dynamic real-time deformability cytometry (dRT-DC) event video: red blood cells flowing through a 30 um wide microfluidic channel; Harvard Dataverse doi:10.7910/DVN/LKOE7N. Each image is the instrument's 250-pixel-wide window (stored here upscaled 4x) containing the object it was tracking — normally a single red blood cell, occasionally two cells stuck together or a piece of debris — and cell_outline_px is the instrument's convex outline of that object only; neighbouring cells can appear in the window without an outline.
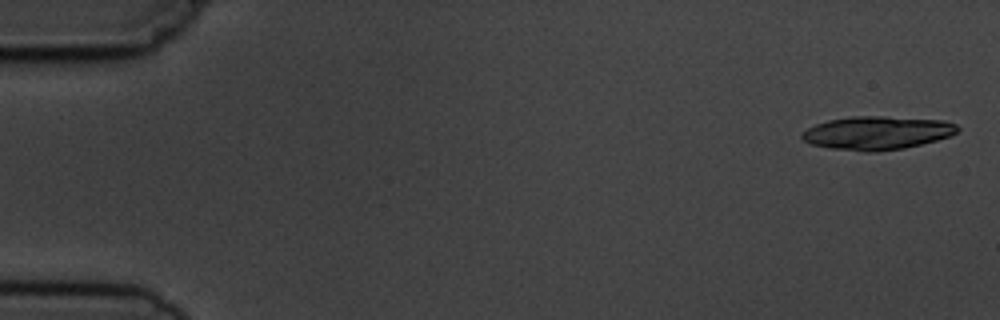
{"species": "common noctule bat (a hibernating species)", "species_latin": "Nyctalus noctula", "temperature_condition": "cold", "stored_images_in_passage": 6, "camera_frame_rate_fps": 3000, "um_per_image_px": 0.085, "animal": {"sex": "male", "body_mass_g": 19.5, "forearm_length_mm": 54.6}, "frame": {"image": 1, "passage_image": 1, "time_ms": 0.0, "image_size_px": [1000, 320], "cell_outline_px": [[960, 128], [952, 136], [904, 148], [876, 152], [864, 152], [832, 148], [812, 144], [804, 140], [800, 136], [808, 128], [816, 124], [828, 120], [852, 116], [884, 116], [944, 120], [956, 124]], "centroid_in_image_um": [74.58, 11.29], "position_along_channel_um": 10.4, "area_um2": 30.23}}
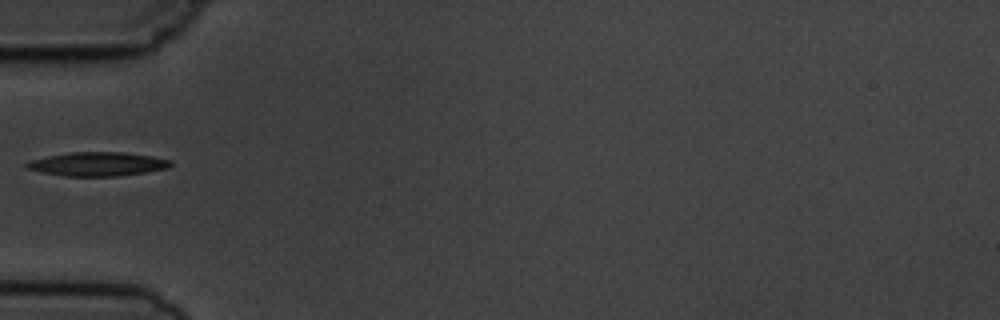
{"frame": {"image": 2, "passage_image": 6, "time_ms": 5.667, "image_size_px": [1000, 320], "cell_outline_px": [[172, 164], [168, 168], [120, 176], [64, 176], [44, 172], [28, 168], [24, 164], [32, 160], [48, 156], [72, 152], [120, 152], [152, 156], [172, 160]], "centroid_in_image_um": [8.34, 13.94], "position_along_channel_um": 76.7, "area_um2": 19.77}}